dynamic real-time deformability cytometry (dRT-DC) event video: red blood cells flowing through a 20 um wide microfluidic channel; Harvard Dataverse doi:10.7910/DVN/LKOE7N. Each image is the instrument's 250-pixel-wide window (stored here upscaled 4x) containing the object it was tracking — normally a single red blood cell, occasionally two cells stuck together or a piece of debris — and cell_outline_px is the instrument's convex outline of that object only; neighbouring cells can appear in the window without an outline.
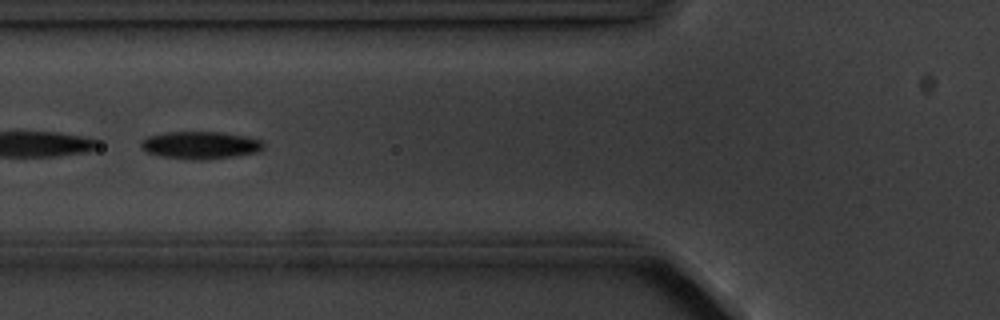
{"species": "common noctule bat (a hibernating species)", "species_latin": "Nyctalus noctula", "temperature_condition": "cold", "stored_images_in_passage": 9, "camera_frame_rate_fps": 3000, "um_per_image_px": 0.085, "animal": {"sex": "male", "body_mass_g": 20.1, "forearm_length_mm": 53.5}, "frame": {"image": 1, "passage_image": 6, "time_ms": 6.0, "image_size_px": [1000, 320], "cell_outline_px": [[264, 148], [256, 152], [236, 156], [200, 160], [192, 160], [160, 156], [148, 152], [140, 144], [148, 136], [168, 132], [220, 132], [248, 136], [260, 140], [264, 144]], "centroid_in_image_um": [17.07, 12.34], "position_along_channel_um": 108.7, "area_um2": 19.48}}